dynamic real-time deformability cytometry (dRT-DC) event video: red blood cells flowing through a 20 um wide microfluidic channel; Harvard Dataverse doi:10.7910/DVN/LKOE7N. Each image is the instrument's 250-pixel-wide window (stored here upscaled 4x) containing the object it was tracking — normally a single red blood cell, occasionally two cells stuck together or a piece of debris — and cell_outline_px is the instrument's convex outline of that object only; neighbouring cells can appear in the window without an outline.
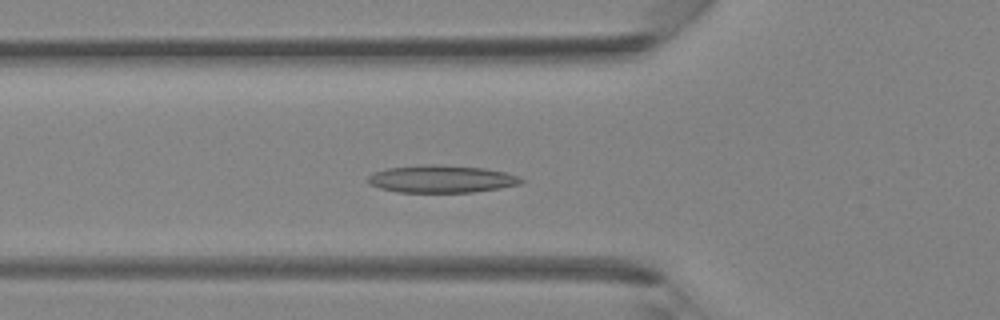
{"species": "Egyptian fruit bat (a non-hibernating species)", "species_latin": "Rousettus aegyptiacus", "temperature_condition": "room temperature", "stored_images_in_passage": 38, "camera_frame_rate_fps": 3000, "um_per_image_px": 0.085, "animal": {"sex": "female"}, "frame": {"image": 1, "passage_image": 12, "time_ms": 3.667, "image_size_px": [1000, 320], "cell_outline_px": [[524, 180], [520, 184], [500, 188], [472, 192], [396, 192], [380, 188], [368, 184], [368, 176], [376, 172], [388, 168], [424, 164], [432, 164], [484, 168], [504, 172], [516, 176]], "centroid_in_image_um": [37.5, 15.21], "position_along_channel_um": 88.3, "area_um2": 24.33}}
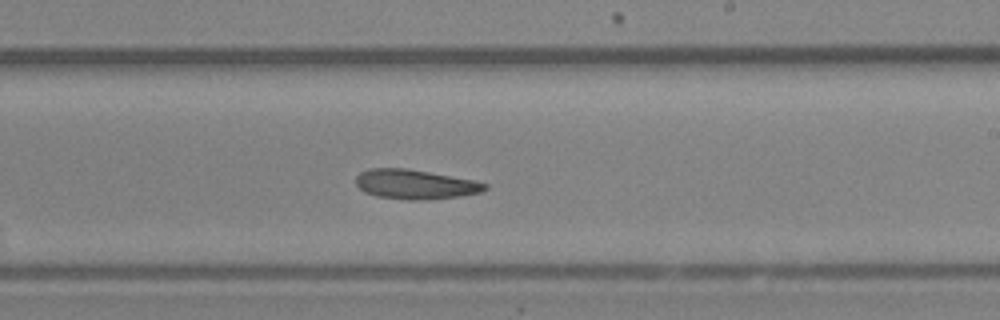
{"frame": {"image": 2, "passage_image": 22, "time_ms": 7.0, "image_size_px": [1000, 320], "cell_outline_px": [[488, 188], [480, 192], [460, 196], [428, 200], [408, 200], [376, 196], [364, 192], [356, 184], [356, 176], [360, 172], [368, 168], [408, 168], [476, 180], [488, 184]], "centroid_in_image_um": [35.3, 15.66], "position_along_channel_um": 253.7, "area_um2": 22.48}}
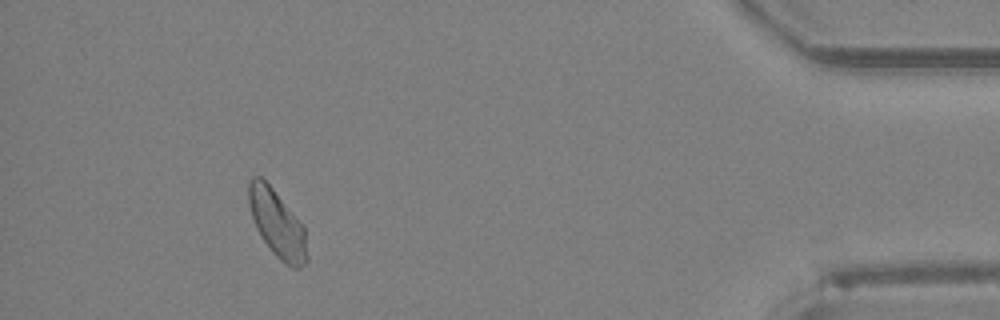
{"frame": {"image": 3, "passage_image": 35, "time_ms": 11.333, "image_size_px": [1000, 320], "cell_outline_px": [[308, 260], [300, 268], [292, 268], [284, 264], [272, 252], [256, 228], [248, 204], [248, 180], [252, 176], [260, 176], [272, 188], [304, 224], [308, 256]], "centroid_in_image_um": [23.57, 19.02], "position_along_channel_um": 411.6, "area_um2": 23.06}}